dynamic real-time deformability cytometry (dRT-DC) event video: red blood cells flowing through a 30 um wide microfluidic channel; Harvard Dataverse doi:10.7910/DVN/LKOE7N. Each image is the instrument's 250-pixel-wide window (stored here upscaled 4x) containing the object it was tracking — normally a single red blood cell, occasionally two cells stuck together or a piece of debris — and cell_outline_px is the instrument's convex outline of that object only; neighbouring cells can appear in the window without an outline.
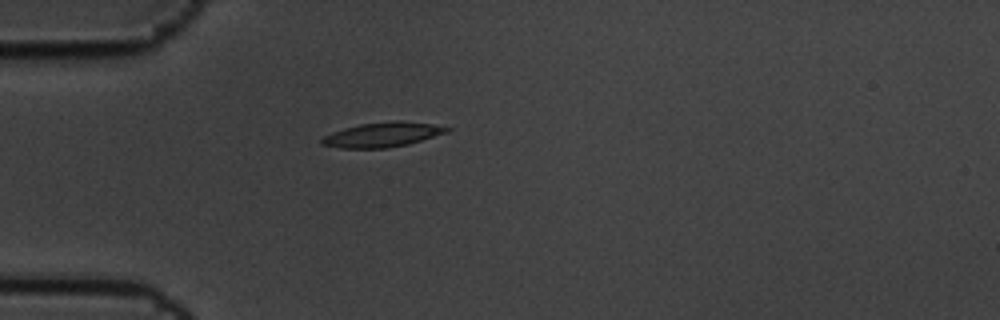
{"species": "common noctule bat (a hibernating species)", "species_latin": "Nyctalus noctula", "temperature_condition": "cold", "stored_images_in_passage": 1, "camera_frame_rate_fps": 3000, "um_per_image_px": 0.085, "animal": {"sex": "male", "body_mass_g": 19.5, "forearm_length_mm": 54.6}, "frame": {"image": 1, "passage_image": 1, "time_ms": 0.0, "image_size_px": [1000, 320], "cell_outline_px": [[452, 128], [448, 132], [408, 144], [388, 148], [340, 148], [320, 144], [320, 140], [324, 136], [332, 132], [344, 128], [360, 124], [392, 120], [400, 120], [432, 124]], "centroid_in_image_um": [32.5, 11.44], "position_along_channel_um": 52.5, "area_um2": 18.03}}